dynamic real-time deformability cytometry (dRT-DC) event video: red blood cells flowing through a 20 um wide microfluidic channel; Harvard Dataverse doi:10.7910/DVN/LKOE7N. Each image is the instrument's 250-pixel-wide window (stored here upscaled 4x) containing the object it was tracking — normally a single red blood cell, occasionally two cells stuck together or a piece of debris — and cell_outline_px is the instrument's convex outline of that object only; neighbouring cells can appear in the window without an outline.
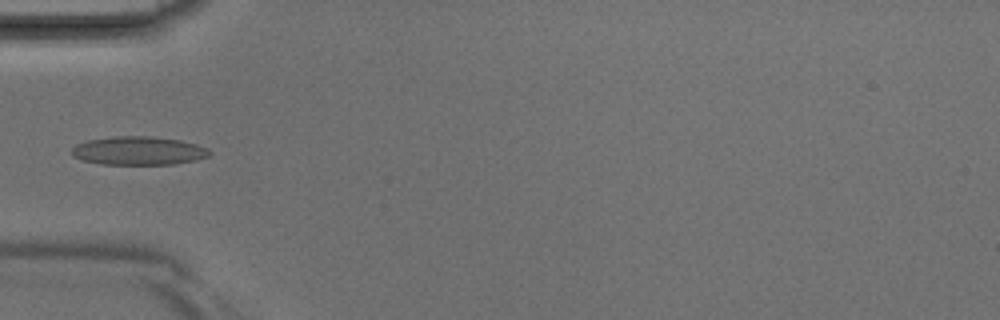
{"species": "Egyptian fruit bat (a non-hibernating species)", "species_latin": "Rousettus aegyptiacus", "temperature_condition": "room temperature", "stored_images_in_passage": 4, "camera_frame_rate_fps": 3000, "um_per_image_px": 0.085, "animal": {"sex": "male"}, "frame": {"image": 1, "passage_image": 4, "time_ms": 1.0, "image_size_px": [1000, 320], "cell_outline_px": [[212, 152], [208, 156], [196, 160], [172, 164], [100, 164], [84, 160], [72, 156], [72, 148], [76, 144], [88, 140], [112, 136], [152, 136], [180, 140], [196, 144], [208, 148]], "centroid_in_image_um": [11.78, 12.8], "position_along_channel_um": 73.2, "area_um2": 22.89}}